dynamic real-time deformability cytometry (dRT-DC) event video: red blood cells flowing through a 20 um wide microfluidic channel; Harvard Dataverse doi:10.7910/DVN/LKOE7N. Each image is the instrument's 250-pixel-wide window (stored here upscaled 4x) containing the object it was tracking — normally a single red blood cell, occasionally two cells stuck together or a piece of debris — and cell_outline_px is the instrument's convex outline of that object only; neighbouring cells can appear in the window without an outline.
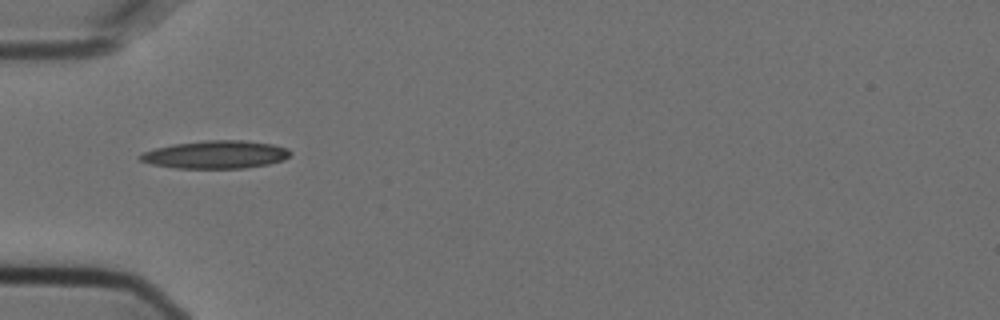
{"species": "Egyptian fruit bat (a non-hibernating species)", "species_latin": "Rousettus aegyptiacus", "temperature_condition": "cold", "stored_images_in_passage": 39, "camera_frame_rate_fps": 3000, "um_per_image_px": 0.085, "animal": {"sex": "female"}, "frame": {"image": 1, "passage_image": 1, "time_ms": 0.0, "image_size_px": [1000, 320], "cell_outline_px": [[292, 152], [284, 160], [268, 164], [244, 168], [176, 168], [152, 164], [140, 160], [136, 156], [144, 152], [156, 148], [172, 144], [208, 140], [244, 140], [272, 144], [288, 148]], "centroid_in_image_um": [18.34, 13.13], "position_along_channel_um": 66.7, "area_um2": 24.39}}
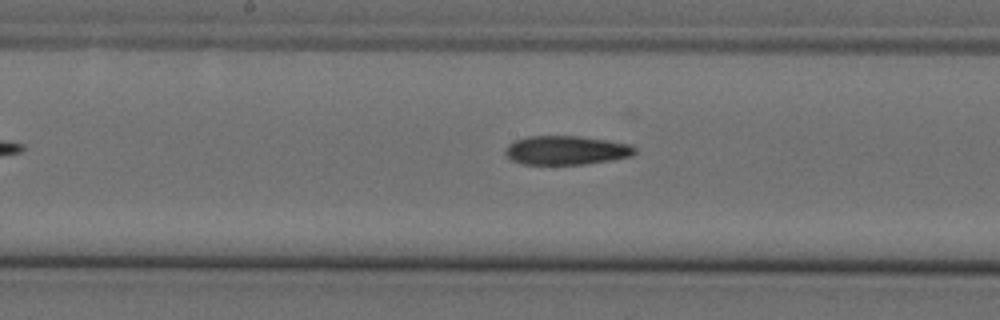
{"frame": {"image": 2, "passage_image": 12, "time_ms": 3.667, "image_size_px": [1000, 320], "cell_outline_px": [[636, 152], [632, 156], [612, 160], [584, 164], [520, 164], [512, 160], [504, 152], [508, 144], [516, 140], [528, 136], [580, 136], [608, 140], [632, 144], [636, 148]], "centroid_in_image_um": [48.16, 12.77], "position_along_channel_um": 200.0, "area_um2": 21.96}}
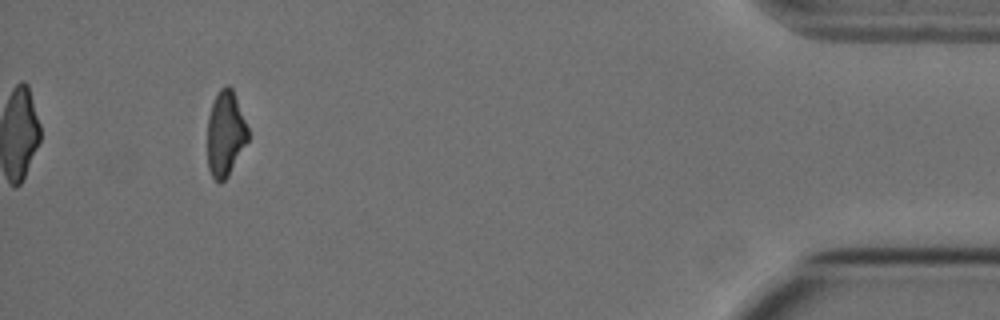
{"frame": {"image": 3, "passage_image": 35, "time_ms": 11.333, "image_size_px": [1000, 320], "cell_outline_px": [[248, 140], [228, 176], [220, 184], [212, 176], [208, 168], [208, 116], [212, 104], [220, 88], [228, 84], [232, 88], [248, 128]], "centroid_in_image_um": [19.16, 11.37], "position_along_channel_um": 416.0, "area_um2": 19.94}, "authors_computed_cell_mechanics": {"area_um2": 22.0796, "velocity_mm_per_s": 3.6404, "shape_relaxation_time_tau1_ms": null, "shape_relaxation_time_tau2_ms": 6.8834, "deformation_change_tau1": null, "deformation_change_tau2": 0.1864}}